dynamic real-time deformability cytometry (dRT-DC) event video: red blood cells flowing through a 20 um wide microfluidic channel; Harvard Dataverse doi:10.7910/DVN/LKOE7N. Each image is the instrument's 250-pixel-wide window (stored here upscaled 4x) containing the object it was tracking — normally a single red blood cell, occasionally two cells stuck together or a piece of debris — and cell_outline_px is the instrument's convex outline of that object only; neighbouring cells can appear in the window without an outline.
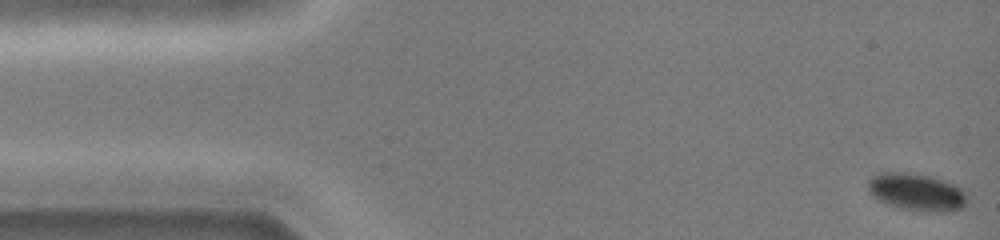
{"species": "common noctule bat (a hibernating species)", "species_latin": "Nyctalus noctula", "temperature_condition": "cold", "stored_images_in_passage": 46, "camera_frame_rate_fps": 3000, "um_per_image_px": 0.085, "animal": {"sex": "female", "body_mass_g": 19.0, "forearm_length_mm": 51.5}, "frame": {"image": 1, "passage_image": 1, "time_ms": 0.0, "image_size_px": [1000, 240], "cell_outline_px": [[968, 200], [964, 208], [952, 212], [928, 212], [900, 208], [888, 204], [872, 196], [868, 192], [868, 180], [872, 176], [880, 172], [904, 172], [932, 176], [956, 184], [968, 192]], "centroid_in_image_um": [77.98, 16.33], "position_along_channel_um": 7.0, "area_um2": 22.2}}
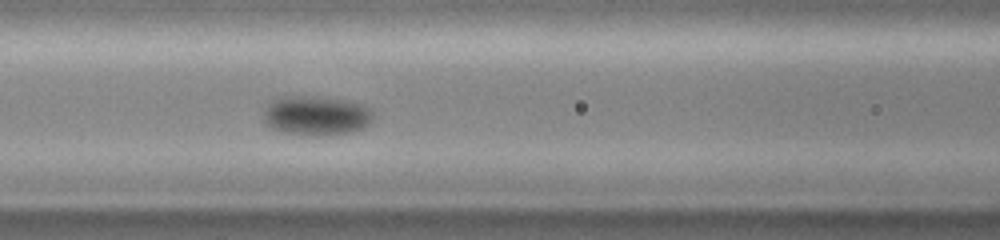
{"frame": {"image": 2, "passage_image": 19, "time_ms": 6.0, "image_size_px": [1000, 240], "cell_outline_px": [[376, 116], [364, 128], [352, 132], [328, 136], [312, 136], [280, 132], [272, 128], [264, 120], [264, 112], [268, 104], [276, 96], [324, 96], [348, 100], [364, 104]], "centroid_in_image_um": [26.91, 9.82], "position_along_channel_um": 139.7, "area_um2": 25.95}}
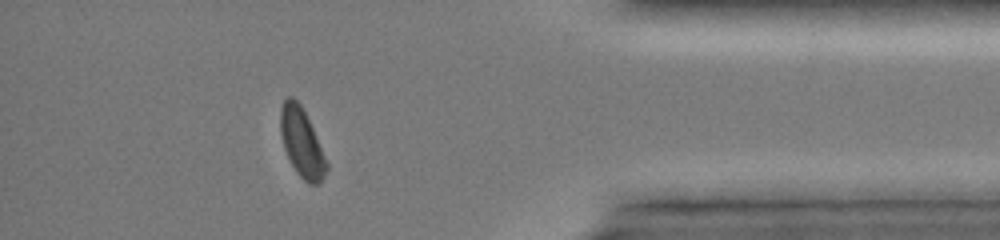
{"frame": {"image": 3, "passage_image": 40, "time_ms": 13.0, "image_size_px": [1000, 240], "cell_outline_px": [[328, 168], [320, 184], [308, 184], [296, 172], [284, 148], [280, 132], [280, 108], [284, 100], [288, 96], [292, 96], [300, 104], [312, 128], [328, 164]], "centroid_in_image_um": [25.63, 12.14], "position_along_channel_um": 409.6, "area_um2": 18.15}, "authors_computed_cell_mechanics": {"area_um2": 22.1085, "velocity_mm_per_s": 4.1567, "shape_relaxation_time_tau1_ms": 1.7414, "shape_relaxation_time_tau2_ms": null, "deformation_change_tau1": 0.0922, "deformation_change_tau2": null}}